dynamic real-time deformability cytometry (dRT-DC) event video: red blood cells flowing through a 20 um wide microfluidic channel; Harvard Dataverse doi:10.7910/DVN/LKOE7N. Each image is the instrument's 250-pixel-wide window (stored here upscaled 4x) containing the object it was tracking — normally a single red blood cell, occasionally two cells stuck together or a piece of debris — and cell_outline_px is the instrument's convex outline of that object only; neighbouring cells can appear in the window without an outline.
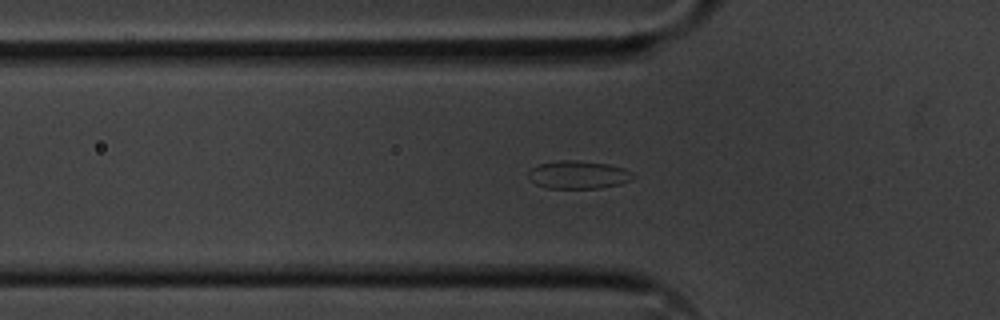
{"species": "common noctule bat (a hibernating species)", "species_latin": "Nyctalus noctula", "temperature_condition": "cold", "stored_images_in_passage": 40, "camera_frame_rate_fps": 3000, "um_per_image_px": 0.085, "animal": {"sex": "male", "body_mass_g": 20.1, "forearm_length_mm": 53.5}, "frame": {"image": 1, "passage_image": 2, "time_ms": 0.333, "image_size_px": [1000, 320], "cell_outline_px": [[636, 176], [632, 180], [620, 184], [600, 188], [544, 188], [536, 184], [528, 176], [528, 172], [536, 164], [560, 160], [576, 160], [608, 164], [624, 168], [632, 172]], "centroid_in_image_um": [49.17, 14.85], "position_along_channel_um": 76.6, "area_um2": 17.22}}
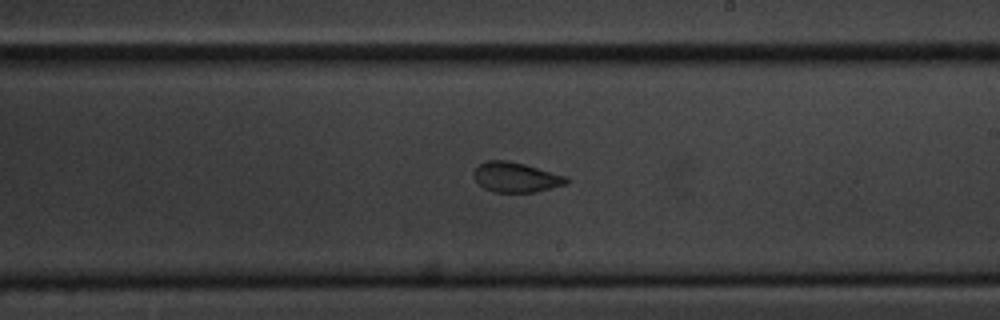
{"frame": {"image": 2, "passage_image": 16, "time_ms": 5.0, "image_size_px": [1000, 320], "cell_outline_px": [[568, 180], [564, 184], [552, 188], [536, 192], [492, 192], [484, 188], [472, 176], [472, 172], [480, 164], [488, 160], [508, 160], [524, 164], [568, 176]], "centroid_in_image_um": [43.83, 15.06], "position_along_channel_um": 245.2, "area_um2": 16.18}}
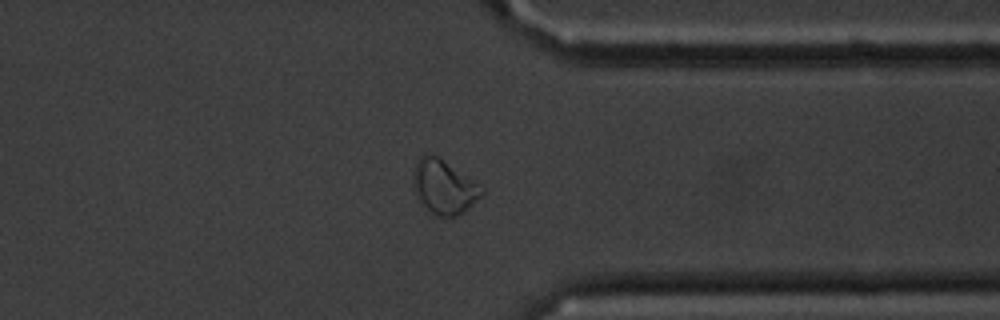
{"frame": {"image": 3, "passage_image": 27, "time_ms": 8.667, "image_size_px": [1000, 320], "cell_outline_px": [[484, 192], [464, 212], [456, 216], [436, 216], [420, 204], [416, 196], [412, 184], [412, 172], [420, 156], [424, 152], [432, 152], [484, 188]], "centroid_in_image_um": [37.67, 15.87], "position_along_channel_um": 373.7, "area_um2": 21.73}, "authors_computed_cell_mechanics": {"area_um2": 17.051, "velocity_mm_per_s": 3.6008, "shape_relaxation_time_tau1_ms": 7.2079, "shape_relaxation_time_tau2_ms": 1.7521, "deformation_change_tau1": 0.1251, "deformation_change_tau2": 0.0471}}